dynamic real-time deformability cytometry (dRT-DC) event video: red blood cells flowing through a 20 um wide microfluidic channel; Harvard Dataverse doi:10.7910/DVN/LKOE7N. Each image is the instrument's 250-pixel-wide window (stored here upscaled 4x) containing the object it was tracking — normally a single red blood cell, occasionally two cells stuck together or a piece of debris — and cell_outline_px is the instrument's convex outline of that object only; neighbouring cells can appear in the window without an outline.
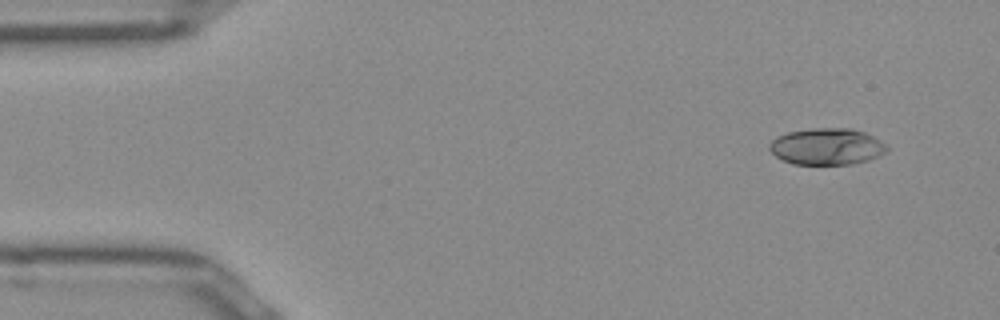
{"species": "Egyptian fruit bat (a non-hibernating species)", "species_latin": "Rousettus aegyptiacus", "temperature_condition": "room temperature", "stored_images_in_passage": 48, "camera_frame_rate_fps": 3000, "um_per_image_px": 0.085, "frame": {"image": 1, "passage_image": 1, "time_ms": 0.0, "image_size_px": [1000, 320], "cell_outline_px": [[888, 152], [880, 156], [868, 160], [852, 164], [792, 164], [776, 156], [768, 148], [768, 144], [776, 136], [788, 132], [812, 128], [852, 128], [864, 132], [880, 140], [888, 148]], "centroid_in_image_um": [70.28, 12.45], "position_along_channel_um": 14.7, "area_um2": 25.14}}
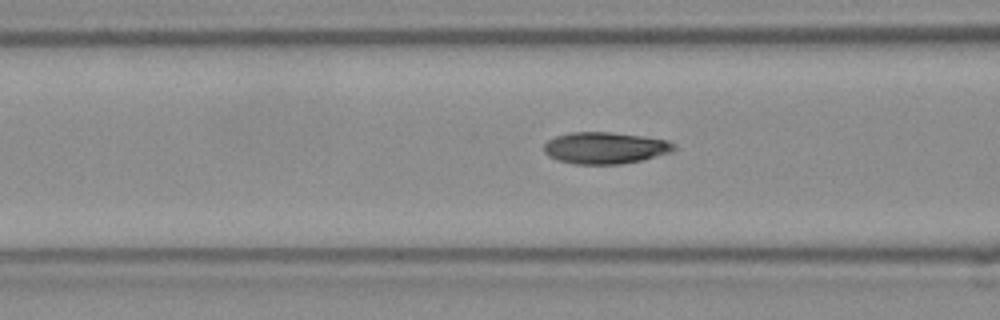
{"frame": {"image": 2, "passage_image": 16, "time_ms": 5.0, "image_size_px": [1000, 320], "cell_outline_px": [[676, 148], [672, 152], [644, 160], [620, 164], [572, 164], [556, 160], [548, 156], [544, 152], [544, 144], [548, 140], [556, 136], [572, 132], [608, 132], [640, 136], [668, 140]], "centroid_in_image_um": [51.41, 12.59], "position_along_channel_um": 115.2, "area_um2": 24.04}}
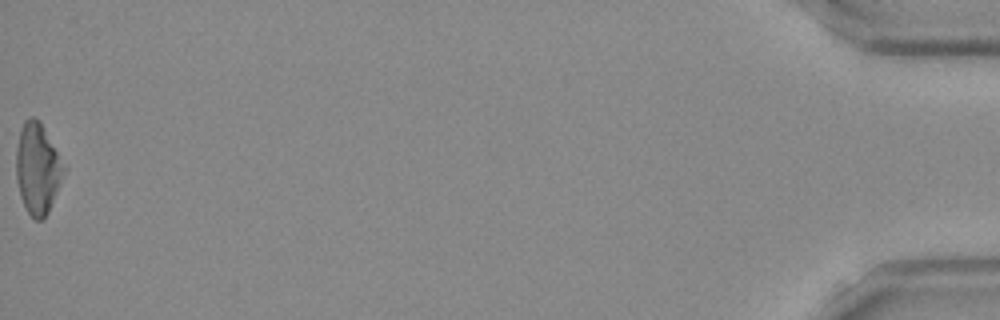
{"frame": {"image": 3, "passage_image": 48, "time_ms": 15.667, "image_size_px": [1000, 320], "cell_outline_px": [[64, 168], [60, 184], [48, 212], [40, 220], [36, 220], [28, 212], [20, 196], [16, 180], [16, 148], [20, 128], [24, 120], [28, 116], [32, 116], [40, 120]], "centroid_in_image_um": [3.14, 14.29], "position_along_channel_um": 432.1, "area_um2": 24.68}, "authors_computed_cell_mechanics": {"area_um2": 24.2182, "velocity_mm_per_s": 3.9612, "shape_relaxation_time_tau1_ms": 5.838, "shape_relaxation_time_tau2_ms": 1.0609, "deformation_change_tau1": 0.2063, "deformation_change_tau2": 0.0585}}